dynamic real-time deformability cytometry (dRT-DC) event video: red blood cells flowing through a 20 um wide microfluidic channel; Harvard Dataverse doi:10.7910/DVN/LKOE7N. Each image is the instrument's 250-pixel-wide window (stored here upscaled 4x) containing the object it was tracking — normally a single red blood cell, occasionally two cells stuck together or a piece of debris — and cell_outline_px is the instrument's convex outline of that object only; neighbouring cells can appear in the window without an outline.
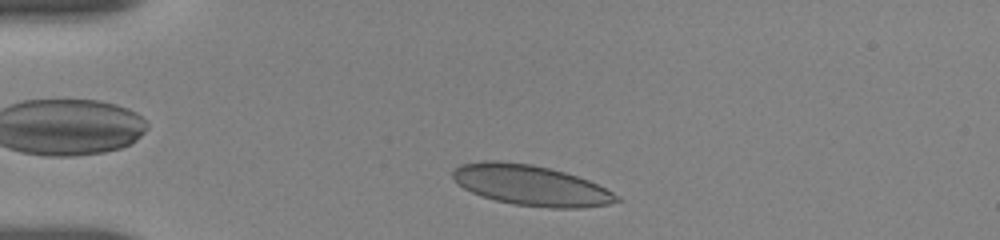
{"species": "human", "species_latin": "Homo sapiens", "temperature_condition": "room temperature", "stored_images_in_passage": 36, "camera_frame_rate_fps": 3000, "um_per_image_px": 0.085, "donor": {"sex": "female"}, "frame": {"image": 1, "passage_image": 2, "time_ms": 0.333, "image_size_px": [1000, 240], "cell_outline_px": [[624, 200], [608, 204], [580, 208], [548, 208], [512, 204], [496, 200], [472, 192], [464, 188], [452, 176], [452, 172], [460, 164], [484, 160], [500, 160], [532, 164], [552, 168], [588, 180], [620, 196]], "centroid_in_image_um": [45.14, 15.74], "position_along_channel_um": 39.9, "area_um2": 38.61}}
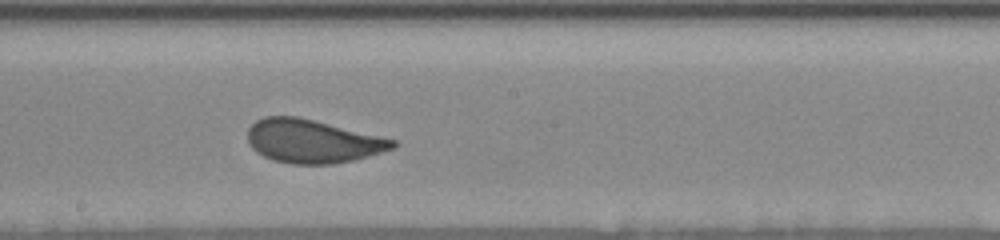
{"frame": {"image": 2, "passage_image": 20, "time_ms": 6.333, "image_size_px": [1000, 240], "cell_outline_px": [[400, 144], [396, 148], [368, 156], [352, 160], [332, 164], [292, 164], [272, 160], [256, 152], [248, 144], [248, 128], [256, 120], [264, 116], [296, 116], [396, 140]], "centroid_in_image_um": [26.55, 12.01], "position_along_channel_um": 221.7, "area_um2": 36.65}}
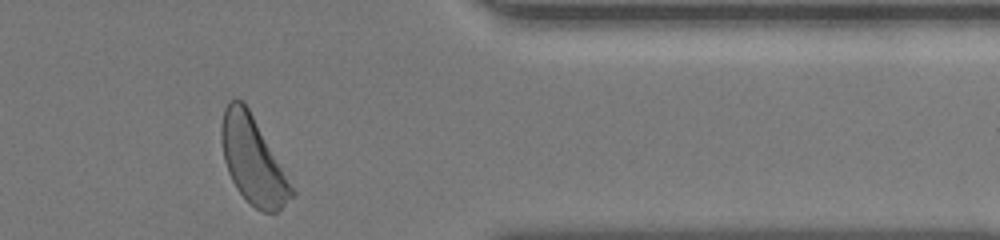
{"frame": {"image": 3, "passage_image": 35, "time_ms": 11.333, "image_size_px": [1000, 240], "cell_outline_px": [[296, 196], [276, 212], [264, 212], [256, 208], [236, 188], [228, 172], [224, 160], [220, 140], [220, 128], [224, 108], [228, 100], [240, 100], [248, 108], [296, 192]], "centroid_in_image_um": [21.48, 13.64], "position_along_channel_um": 389.9, "area_um2": 35.03}, "authors_computed_cell_mechanics": {"area_um2": 36.9342, "velocity_mm_per_s": 3.6364, "shape_relaxation_time_tau1_ms": 4.0561, "shape_relaxation_time_tau2_ms": null, "deformation_change_tau1": 0.1219, "deformation_change_tau2": null}}